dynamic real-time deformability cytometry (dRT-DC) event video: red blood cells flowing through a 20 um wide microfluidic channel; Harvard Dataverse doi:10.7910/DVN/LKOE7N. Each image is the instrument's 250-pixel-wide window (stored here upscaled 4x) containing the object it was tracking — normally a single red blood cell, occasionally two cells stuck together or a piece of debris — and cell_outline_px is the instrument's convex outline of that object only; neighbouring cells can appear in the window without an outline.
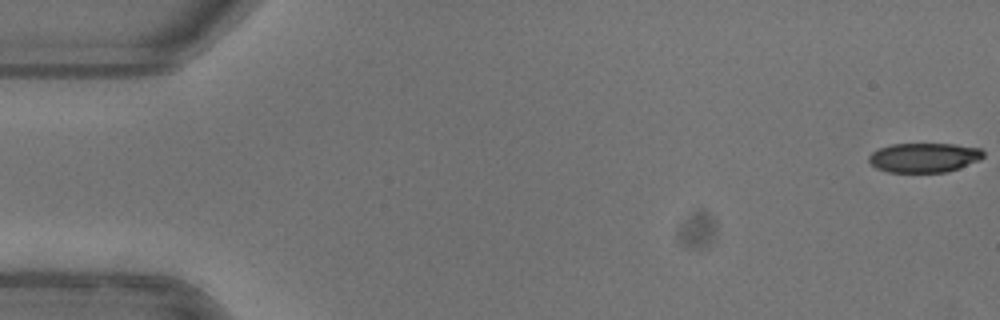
{"species": "common noctule bat (a hibernating species)", "species_latin": "Nyctalus noctula", "temperature_condition": "warm", "stored_images_in_passage": 52, "camera_frame_rate_fps": 3000, "um_per_image_px": 0.085, "animal": {"sex": "female"}, "frame": {"image": 1, "passage_image": 1, "time_ms": 0.0, "image_size_px": [1000, 320], "cell_outline_px": [[984, 156], [980, 160], [960, 168], [948, 172], [888, 172], [876, 168], [868, 160], [868, 156], [872, 152], [880, 148], [892, 144], [952, 144], [980, 148], [984, 152]], "centroid_in_image_um": [78.56, 13.4], "position_along_channel_um": 6.4, "area_um2": 19.71}}
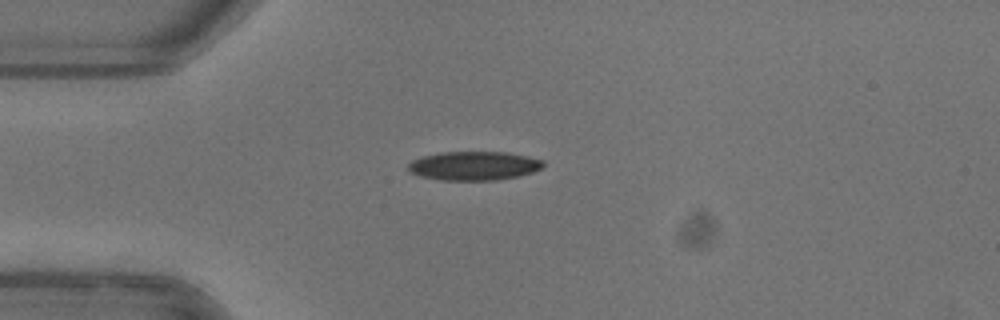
{"frame": {"image": 2, "passage_image": 14, "time_ms": 4.333, "image_size_px": [1000, 320], "cell_outline_px": [[544, 168], [532, 172], [516, 176], [496, 180], [440, 180], [420, 176], [412, 172], [408, 168], [408, 164], [412, 160], [424, 156], [444, 152], [508, 152], [528, 156], [544, 160]], "centroid_in_image_um": [40.33, 14.09], "position_along_channel_um": 44.7, "area_um2": 22.66}}
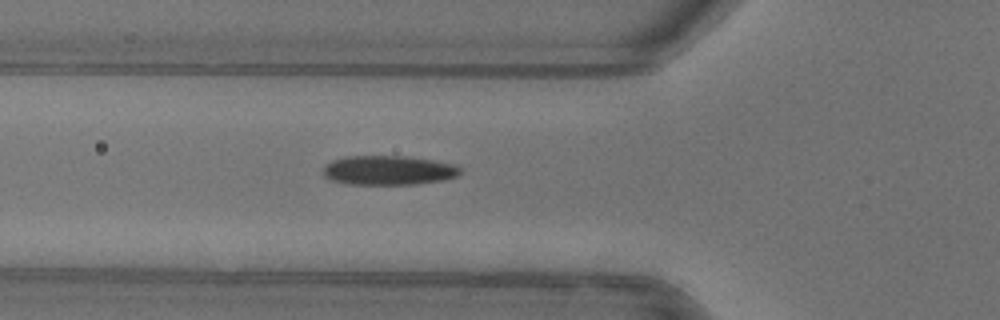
{"frame": {"image": 3, "passage_image": 19, "time_ms": 6.0, "image_size_px": [1000, 320], "cell_outline_px": [[460, 172], [456, 176], [440, 180], [416, 184], [348, 184], [332, 180], [324, 176], [324, 168], [332, 160], [344, 156], [404, 156], [432, 160], [456, 164], [460, 168]], "centroid_in_image_um": [33.01, 14.47], "position_along_channel_um": 92.8, "area_um2": 23.24}, "authors_computed_cell_mechanics": {"area_um2": 22.6576, "velocity_mm_per_s": 3.9917, "shape_relaxation_time_tau1_ms": 6.1006, "shape_relaxation_time_tau2_ms": 1.1589, "deformation_change_tau1": 0.1989, "deformation_change_tau2": 0.0614}}